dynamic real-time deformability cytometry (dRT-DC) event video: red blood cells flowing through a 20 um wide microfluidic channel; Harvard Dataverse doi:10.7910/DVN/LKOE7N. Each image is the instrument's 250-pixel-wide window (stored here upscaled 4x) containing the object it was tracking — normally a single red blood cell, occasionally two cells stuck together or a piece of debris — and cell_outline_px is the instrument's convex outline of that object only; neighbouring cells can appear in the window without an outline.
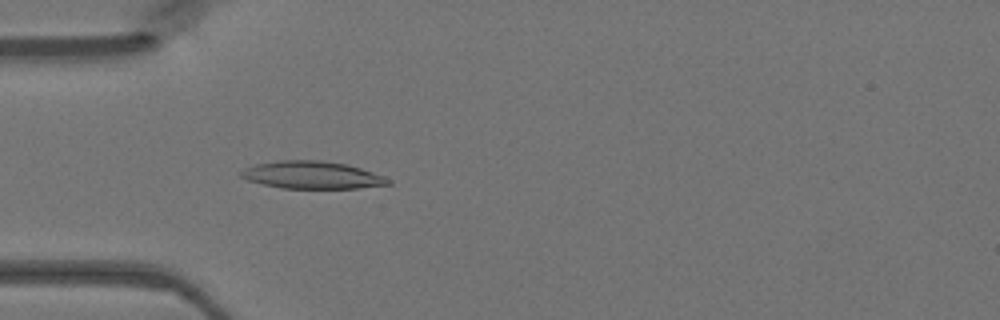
{"species": "Egyptian fruit bat (a non-hibernating species)", "species_latin": "Rousettus aegyptiacus", "temperature_condition": "warm", "stored_images_in_passage": 40, "camera_frame_rate_fps": 3000, "um_per_image_px": 0.085, "animal": {"sex": "female"}, "frame": {"image": 1, "passage_image": 7, "time_ms": 2.0, "image_size_px": [1000, 320], "cell_outline_px": [[392, 184], [356, 188], [280, 188], [248, 180], [240, 176], [240, 172], [244, 168], [256, 164], [280, 160], [320, 160], [348, 164], [384, 176], [392, 180]], "centroid_in_image_um": [26.54, 14.87], "position_along_channel_um": 58.5, "area_um2": 23.52}}
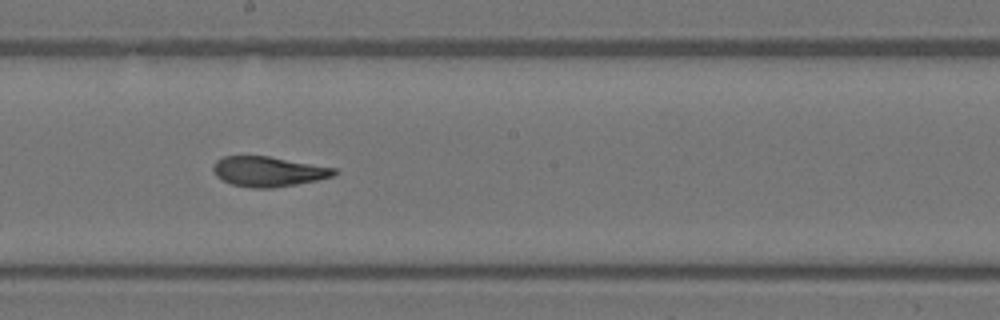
{"frame": {"image": 2, "passage_image": 19, "time_ms": 6.0, "image_size_px": [1000, 320], "cell_outline_px": [[336, 172], [332, 176], [316, 180], [296, 184], [272, 188], [252, 188], [232, 184], [216, 176], [212, 168], [212, 164], [216, 160], [224, 156], [268, 156], [336, 168]], "centroid_in_image_um": [22.76, 14.57], "position_along_channel_um": 225.4, "area_um2": 20.98}}
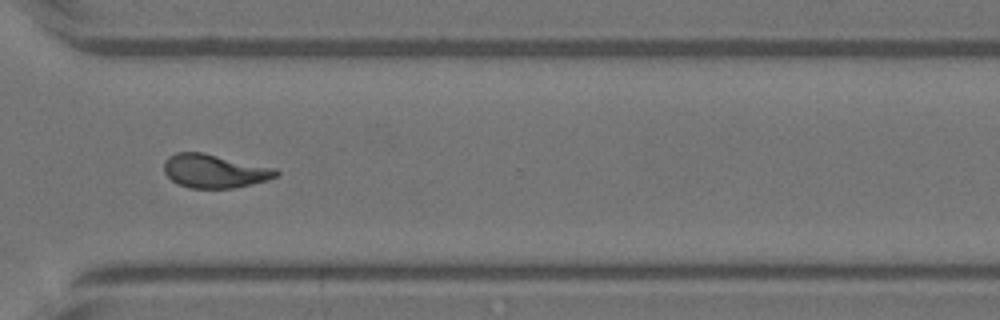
{"frame": {"image": 3, "passage_image": 28, "time_ms": 9.0, "image_size_px": [1000, 320], "cell_outline_px": [[280, 172], [276, 176], [268, 180], [232, 188], [192, 188], [180, 184], [172, 180], [164, 172], [164, 164], [168, 156], [176, 152], [204, 152], [276, 168]], "centroid_in_image_um": [18.24, 14.52], "position_along_channel_um": 352.4, "area_um2": 21.91}}